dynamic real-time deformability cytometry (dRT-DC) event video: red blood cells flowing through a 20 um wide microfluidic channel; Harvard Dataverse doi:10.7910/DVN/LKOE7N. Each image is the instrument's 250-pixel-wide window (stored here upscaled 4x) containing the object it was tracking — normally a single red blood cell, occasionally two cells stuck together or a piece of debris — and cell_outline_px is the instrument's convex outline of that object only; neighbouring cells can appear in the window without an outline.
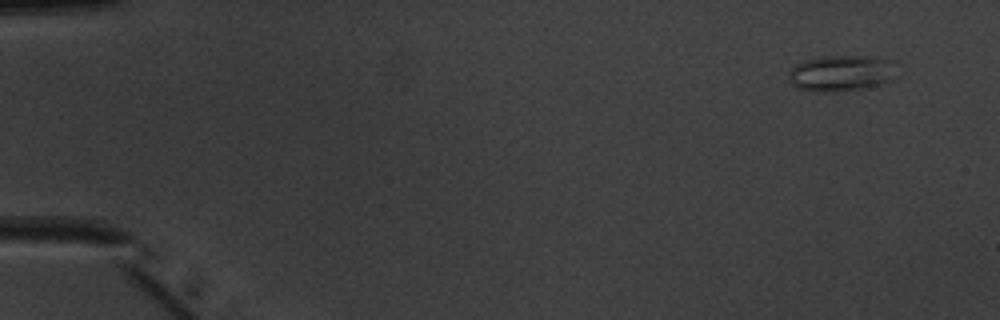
{"species": "common noctule bat (a hibernating species)", "species_latin": "Nyctalus noctula", "temperature_condition": "warm", "stored_images_in_passage": 49, "camera_frame_rate_fps": 3000, "um_per_image_px": 0.085, "animal": {"sex": "male", "body_mass_g": 20.1, "forearm_length_mm": 53.5}, "frame": {"image": 1, "passage_image": 1, "time_ms": 0.0, "image_size_px": [1000, 320], "cell_outline_px": [[896, 60], [888, 80], [880, 84], [860, 88], [824, 92], [796, 88], [788, 80], [788, 72], [796, 64], [808, 60], [824, 56], [880, 56]], "centroid_in_image_um": [71.47, 6.19], "position_along_channel_um": 13.5, "area_um2": 22.31}}
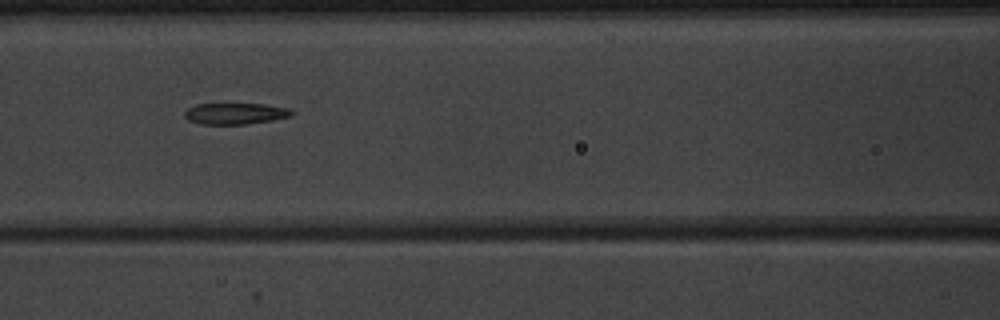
{"frame": {"image": 2, "passage_image": 21, "time_ms": 6.667, "image_size_px": [1000, 320], "cell_outline_px": [[296, 112], [292, 116], [272, 120], [244, 124], [200, 124], [188, 120], [184, 116], [184, 112], [188, 108], [196, 104], [264, 104], [292, 108]], "centroid_in_image_um": [20.04, 9.65], "position_along_channel_um": 146.6, "area_um2": 13.41}}
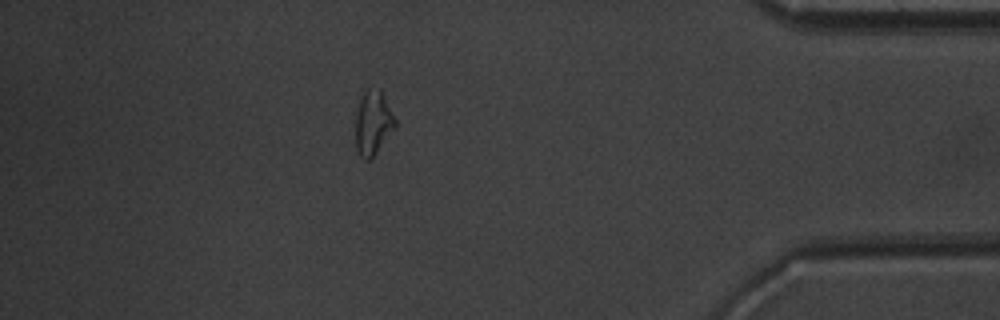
{"frame": {"image": 3, "passage_image": 43, "time_ms": 14.0, "image_size_px": [1000, 320], "cell_outline_px": [[396, 124], [376, 152], [368, 160], [364, 160], [360, 156], [356, 148], [356, 112], [360, 100], [364, 92], [368, 88], [380, 88], [396, 120]], "centroid_in_image_um": [31.69, 10.41], "position_along_channel_um": 403.5, "area_um2": 14.45}, "authors_computed_cell_mechanics": {"area_um2": 14.9702, "velocity_mm_per_s": 3.9988, "shape_relaxation_time_tau1_ms": null, "shape_relaxation_time_tau2_ms": 2.344, "deformation_change_tau1": null, "deformation_change_tau2": 0.1085}}